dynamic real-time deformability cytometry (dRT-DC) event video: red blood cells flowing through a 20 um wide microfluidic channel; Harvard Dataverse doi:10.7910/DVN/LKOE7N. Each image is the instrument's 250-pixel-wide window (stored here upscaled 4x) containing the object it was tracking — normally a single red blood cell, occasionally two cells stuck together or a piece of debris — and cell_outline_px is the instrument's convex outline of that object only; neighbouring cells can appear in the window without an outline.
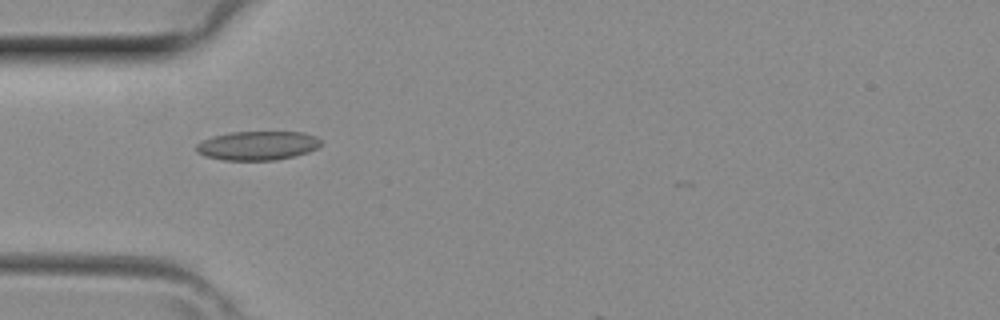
{"species": "common noctule bat (a hibernating species)", "species_latin": "Nyctalus noctula", "temperature_condition": "room temperature", "stored_images_in_passage": 1, "camera_frame_rate_fps": 3000, "um_per_image_px": 0.085, "animal": {"sex": "female", "body_mass_g": 29.2, "forearm_length_mm": 56.3}, "frame": {"image": 1, "passage_image": 1, "time_ms": 0.0, "image_size_px": [1000, 320], "cell_outline_px": [[324, 144], [308, 152], [276, 160], [224, 160], [204, 156], [196, 152], [196, 144], [212, 136], [232, 132], [304, 132], [316, 136]], "centroid_in_image_um": [21.9, 12.37], "position_along_channel_um": 63.1, "area_um2": 21.1}}